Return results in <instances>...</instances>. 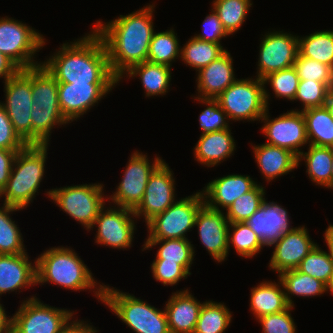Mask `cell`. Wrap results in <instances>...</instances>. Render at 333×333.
Instances as JSON below:
<instances>
[{
    "label": "cell",
    "mask_w": 333,
    "mask_h": 333,
    "mask_svg": "<svg viewBox=\"0 0 333 333\" xmlns=\"http://www.w3.org/2000/svg\"><path fill=\"white\" fill-rule=\"evenodd\" d=\"M155 5L128 15H120L113 21H97L93 30L105 45L112 74L120 81L132 66L146 62L154 33L153 11Z\"/></svg>",
    "instance_id": "obj_1"
},
{
    "label": "cell",
    "mask_w": 333,
    "mask_h": 333,
    "mask_svg": "<svg viewBox=\"0 0 333 333\" xmlns=\"http://www.w3.org/2000/svg\"><path fill=\"white\" fill-rule=\"evenodd\" d=\"M42 64L58 82L119 83L110 70L103 40L93 29L71 44L63 43Z\"/></svg>",
    "instance_id": "obj_2"
},
{
    "label": "cell",
    "mask_w": 333,
    "mask_h": 333,
    "mask_svg": "<svg viewBox=\"0 0 333 333\" xmlns=\"http://www.w3.org/2000/svg\"><path fill=\"white\" fill-rule=\"evenodd\" d=\"M47 149V144H28L16 154L10 178L0 193L4 204L19 209L31 204L44 176Z\"/></svg>",
    "instance_id": "obj_3"
},
{
    "label": "cell",
    "mask_w": 333,
    "mask_h": 333,
    "mask_svg": "<svg viewBox=\"0 0 333 333\" xmlns=\"http://www.w3.org/2000/svg\"><path fill=\"white\" fill-rule=\"evenodd\" d=\"M35 261L36 284L49 282L73 291L98 287L91 270L72 248H50L41 253Z\"/></svg>",
    "instance_id": "obj_4"
},
{
    "label": "cell",
    "mask_w": 333,
    "mask_h": 333,
    "mask_svg": "<svg viewBox=\"0 0 333 333\" xmlns=\"http://www.w3.org/2000/svg\"><path fill=\"white\" fill-rule=\"evenodd\" d=\"M94 291L98 301L107 305L134 332L170 333L165 308L161 311L134 295L103 283L95 287Z\"/></svg>",
    "instance_id": "obj_5"
},
{
    "label": "cell",
    "mask_w": 333,
    "mask_h": 333,
    "mask_svg": "<svg viewBox=\"0 0 333 333\" xmlns=\"http://www.w3.org/2000/svg\"><path fill=\"white\" fill-rule=\"evenodd\" d=\"M260 78L236 79L216 100L229 120L255 121L269 108L270 94Z\"/></svg>",
    "instance_id": "obj_6"
},
{
    "label": "cell",
    "mask_w": 333,
    "mask_h": 333,
    "mask_svg": "<svg viewBox=\"0 0 333 333\" xmlns=\"http://www.w3.org/2000/svg\"><path fill=\"white\" fill-rule=\"evenodd\" d=\"M103 190V185L100 183L79 184L52 189L47 192V195L66 214L80 222L89 231L105 205L106 197Z\"/></svg>",
    "instance_id": "obj_7"
},
{
    "label": "cell",
    "mask_w": 333,
    "mask_h": 333,
    "mask_svg": "<svg viewBox=\"0 0 333 333\" xmlns=\"http://www.w3.org/2000/svg\"><path fill=\"white\" fill-rule=\"evenodd\" d=\"M205 204L202 191L181 198L164 212L154 216L146 224V239H188L186 233L195 227V219L199 209Z\"/></svg>",
    "instance_id": "obj_8"
},
{
    "label": "cell",
    "mask_w": 333,
    "mask_h": 333,
    "mask_svg": "<svg viewBox=\"0 0 333 333\" xmlns=\"http://www.w3.org/2000/svg\"><path fill=\"white\" fill-rule=\"evenodd\" d=\"M45 38L26 23L13 18H0V52L21 70L38 66L34 54L45 45Z\"/></svg>",
    "instance_id": "obj_9"
},
{
    "label": "cell",
    "mask_w": 333,
    "mask_h": 333,
    "mask_svg": "<svg viewBox=\"0 0 333 333\" xmlns=\"http://www.w3.org/2000/svg\"><path fill=\"white\" fill-rule=\"evenodd\" d=\"M4 85L6 100L1 104L18 135L27 144H32V67L20 70Z\"/></svg>",
    "instance_id": "obj_10"
},
{
    "label": "cell",
    "mask_w": 333,
    "mask_h": 333,
    "mask_svg": "<svg viewBox=\"0 0 333 333\" xmlns=\"http://www.w3.org/2000/svg\"><path fill=\"white\" fill-rule=\"evenodd\" d=\"M73 314L74 311L51 307L33 296L23 301L11 317V333H59Z\"/></svg>",
    "instance_id": "obj_11"
},
{
    "label": "cell",
    "mask_w": 333,
    "mask_h": 333,
    "mask_svg": "<svg viewBox=\"0 0 333 333\" xmlns=\"http://www.w3.org/2000/svg\"><path fill=\"white\" fill-rule=\"evenodd\" d=\"M149 161L147 155L139 151L133 152L119 186L107 199L110 198L114 205L134 211L144 197L151 174L164 160L156 156L153 163Z\"/></svg>",
    "instance_id": "obj_12"
},
{
    "label": "cell",
    "mask_w": 333,
    "mask_h": 333,
    "mask_svg": "<svg viewBox=\"0 0 333 333\" xmlns=\"http://www.w3.org/2000/svg\"><path fill=\"white\" fill-rule=\"evenodd\" d=\"M268 112L267 109L260 119L264 122L262 133L268 138L266 144L290 150L298 157L300 147L309 143L302 111L290 110L272 120Z\"/></svg>",
    "instance_id": "obj_13"
},
{
    "label": "cell",
    "mask_w": 333,
    "mask_h": 333,
    "mask_svg": "<svg viewBox=\"0 0 333 333\" xmlns=\"http://www.w3.org/2000/svg\"><path fill=\"white\" fill-rule=\"evenodd\" d=\"M109 208L106 210L103 207L94 220L91 229L97 226L98 230L95 242L114 249L131 247L136 229L135 220H133L136 218L134 211L120 206Z\"/></svg>",
    "instance_id": "obj_14"
},
{
    "label": "cell",
    "mask_w": 333,
    "mask_h": 333,
    "mask_svg": "<svg viewBox=\"0 0 333 333\" xmlns=\"http://www.w3.org/2000/svg\"><path fill=\"white\" fill-rule=\"evenodd\" d=\"M283 31L268 32L260 43L257 78L269 75L294 65L298 54V38Z\"/></svg>",
    "instance_id": "obj_15"
},
{
    "label": "cell",
    "mask_w": 333,
    "mask_h": 333,
    "mask_svg": "<svg viewBox=\"0 0 333 333\" xmlns=\"http://www.w3.org/2000/svg\"><path fill=\"white\" fill-rule=\"evenodd\" d=\"M175 179L168 164L163 161L151 174L144 197L134 210L136 218L143 217L145 223L164 212L175 202Z\"/></svg>",
    "instance_id": "obj_16"
},
{
    "label": "cell",
    "mask_w": 333,
    "mask_h": 333,
    "mask_svg": "<svg viewBox=\"0 0 333 333\" xmlns=\"http://www.w3.org/2000/svg\"><path fill=\"white\" fill-rule=\"evenodd\" d=\"M117 83H66L58 82V99L61 112L70 122L77 120Z\"/></svg>",
    "instance_id": "obj_17"
},
{
    "label": "cell",
    "mask_w": 333,
    "mask_h": 333,
    "mask_svg": "<svg viewBox=\"0 0 333 333\" xmlns=\"http://www.w3.org/2000/svg\"><path fill=\"white\" fill-rule=\"evenodd\" d=\"M229 223L222 210L209 208L206 204L196 215L194 226H198L200 242L218 263L224 261L229 254Z\"/></svg>",
    "instance_id": "obj_18"
},
{
    "label": "cell",
    "mask_w": 333,
    "mask_h": 333,
    "mask_svg": "<svg viewBox=\"0 0 333 333\" xmlns=\"http://www.w3.org/2000/svg\"><path fill=\"white\" fill-rule=\"evenodd\" d=\"M269 262L270 269L278 274L297 269L301 261L317 245L310 238L305 226L287 231L277 242Z\"/></svg>",
    "instance_id": "obj_19"
},
{
    "label": "cell",
    "mask_w": 333,
    "mask_h": 333,
    "mask_svg": "<svg viewBox=\"0 0 333 333\" xmlns=\"http://www.w3.org/2000/svg\"><path fill=\"white\" fill-rule=\"evenodd\" d=\"M287 210L275 202L264 200L261 206L253 213L245 223L256 233L263 246H273L290 227Z\"/></svg>",
    "instance_id": "obj_20"
},
{
    "label": "cell",
    "mask_w": 333,
    "mask_h": 333,
    "mask_svg": "<svg viewBox=\"0 0 333 333\" xmlns=\"http://www.w3.org/2000/svg\"><path fill=\"white\" fill-rule=\"evenodd\" d=\"M233 59L226 50L217 59L198 71V98L216 99L237 78L234 75Z\"/></svg>",
    "instance_id": "obj_21"
},
{
    "label": "cell",
    "mask_w": 333,
    "mask_h": 333,
    "mask_svg": "<svg viewBox=\"0 0 333 333\" xmlns=\"http://www.w3.org/2000/svg\"><path fill=\"white\" fill-rule=\"evenodd\" d=\"M257 183L248 175L230 174L214 179L205 185V204L212 209H227L238 197L252 190Z\"/></svg>",
    "instance_id": "obj_22"
},
{
    "label": "cell",
    "mask_w": 333,
    "mask_h": 333,
    "mask_svg": "<svg viewBox=\"0 0 333 333\" xmlns=\"http://www.w3.org/2000/svg\"><path fill=\"white\" fill-rule=\"evenodd\" d=\"M27 255L0 254V296L9 291L16 292L17 289L19 291L37 285L36 261L33 265Z\"/></svg>",
    "instance_id": "obj_23"
},
{
    "label": "cell",
    "mask_w": 333,
    "mask_h": 333,
    "mask_svg": "<svg viewBox=\"0 0 333 333\" xmlns=\"http://www.w3.org/2000/svg\"><path fill=\"white\" fill-rule=\"evenodd\" d=\"M165 311L170 333H194L200 312V301L188 289L172 293Z\"/></svg>",
    "instance_id": "obj_24"
},
{
    "label": "cell",
    "mask_w": 333,
    "mask_h": 333,
    "mask_svg": "<svg viewBox=\"0 0 333 333\" xmlns=\"http://www.w3.org/2000/svg\"><path fill=\"white\" fill-rule=\"evenodd\" d=\"M253 146L255 161L268 182L298 167V157L290 150L266 143Z\"/></svg>",
    "instance_id": "obj_25"
},
{
    "label": "cell",
    "mask_w": 333,
    "mask_h": 333,
    "mask_svg": "<svg viewBox=\"0 0 333 333\" xmlns=\"http://www.w3.org/2000/svg\"><path fill=\"white\" fill-rule=\"evenodd\" d=\"M231 134L229 128L216 132L201 133L194 148L196 161L202 165L214 167L229 158L236 150V144Z\"/></svg>",
    "instance_id": "obj_26"
},
{
    "label": "cell",
    "mask_w": 333,
    "mask_h": 333,
    "mask_svg": "<svg viewBox=\"0 0 333 333\" xmlns=\"http://www.w3.org/2000/svg\"><path fill=\"white\" fill-rule=\"evenodd\" d=\"M282 287V288H280ZM281 281H264L251 289L250 310L259 317L276 314L286 310L289 305L285 298V293Z\"/></svg>",
    "instance_id": "obj_27"
},
{
    "label": "cell",
    "mask_w": 333,
    "mask_h": 333,
    "mask_svg": "<svg viewBox=\"0 0 333 333\" xmlns=\"http://www.w3.org/2000/svg\"><path fill=\"white\" fill-rule=\"evenodd\" d=\"M171 67L163 64H153L148 61L132 66L124 73L129 78L139 76L146 97L165 95L168 93L171 81Z\"/></svg>",
    "instance_id": "obj_28"
},
{
    "label": "cell",
    "mask_w": 333,
    "mask_h": 333,
    "mask_svg": "<svg viewBox=\"0 0 333 333\" xmlns=\"http://www.w3.org/2000/svg\"><path fill=\"white\" fill-rule=\"evenodd\" d=\"M278 277L283 285L286 301L292 307H294V301L290 295L314 297L327 291V285L324 282L302 273L298 269L284 271Z\"/></svg>",
    "instance_id": "obj_29"
},
{
    "label": "cell",
    "mask_w": 333,
    "mask_h": 333,
    "mask_svg": "<svg viewBox=\"0 0 333 333\" xmlns=\"http://www.w3.org/2000/svg\"><path fill=\"white\" fill-rule=\"evenodd\" d=\"M308 152H301L298 165L302 160L306 163V172L312 182L327 187L332 180L331 163L333 148L309 144Z\"/></svg>",
    "instance_id": "obj_30"
},
{
    "label": "cell",
    "mask_w": 333,
    "mask_h": 333,
    "mask_svg": "<svg viewBox=\"0 0 333 333\" xmlns=\"http://www.w3.org/2000/svg\"><path fill=\"white\" fill-rule=\"evenodd\" d=\"M309 144L333 148V118L325 106L301 110Z\"/></svg>",
    "instance_id": "obj_31"
},
{
    "label": "cell",
    "mask_w": 333,
    "mask_h": 333,
    "mask_svg": "<svg viewBox=\"0 0 333 333\" xmlns=\"http://www.w3.org/2000/svg\"><path fill=\"white\" fill-rule=\"evenodd\" d=\"M143 250L160 245L155 259H164V262L179 263L190 275V267L194 260L195 251L189 239H146Z\"/></svg>",
    "instance_id": "obj_32"
},
{
    "label": "cell",
    "mask_w": 333,
    "mask_h": 333,
    "mask_svg": "<svg viewBox=\"0 0 333 333\" xmlns=\"http://www.w3.org/2000/svg\"><path fill=\"white\" fill-rule=\"evenodd\" d=\"M32 144H49V136L54 126L69 122L61 112L60 106H38L34 104L31 111Z\"/></svg>",
    "instance_id": "obj_33"
},
{
    "label": "cell",
    "mask_w": 333,
    "mask_h": 333,
    "mask_svg": "<svg viewBox=\"0 0 333 333\" xmlns=\"http://www.w3.org/2000/svg\"><path fill=\"white\" fill-rule=\"evenodd\" d=\"M298 52L333 68V30L316 31L298 38Z\"/></svg>",
    "instance_id": "obj_34"
},
{
    "label": "cell",
    "mask_w": 333,
    "mask_h": 333,
    "mask_svg": "<svg viewBox=\"0 0 333 333\" xmlns=\"http://www.w3.org/2000/svg\"><path fill=\"white\" fill-rule=\"evenodd\" d=\"M181 48L173 28L163 32H154L149 46L147 61L171 67L172 62L181 57Z\"/></svg>",
    "instance_id": "obj_35"
},
{
    "label": "cell",
    "mask_w": 333,
    "mask_h": 333,
    "mask_svg": "<svg viewBox=\"0 0 333 333\" xmlns=\"http://www.w3.org/2000/svg\"><path fill=\"white\" fill-rule=\"evenodd\" d=\"M185 44L181 48L180 59L184 61V64L186 63V66L188 65L196 71L206 67L226 51L221 44L202 41L194 36Z\"/></svg>",
    "instance_id": "obj_36"
},
{
    "label": "cell",
    "mask_w": 333,
    "mask_h": 333,
    "mask_svg": "<svg viewBox=\"0 0 333 333\" xmlns=\"http://www.w3.org/2000/svg\"><path fill=\"white\" fill-rule=\"evenodd\" d=\"M32 99L38 106H59L58 81L43 64L32 67Z\"/></svg>",
    "instance_id": "obj_37"
},
{
    "label": "cell",
    "mask_w": 333,
    "mask_h": 333,
    "mask_svg": "<svg viewBox=\"0 0 333 333\" xmlns=\"http://www.w3.org/2000/svg\"><path fill=\"white\" fill-rule=\"evenodd\" d=\"M232 314L223 303L205 301L200 308L194 333H225Z\"/></svg>",
    "instance_id": "obj_38"
},
{
    "label": "cell",
    "mask_w": 333,
    "mask_h": 333,
    "mask_svg": "<svg viewBox=\"0 0 333 333\" xmlns=\"http://www.w3.org/2000/svg\"><path fill=\"white\" fill-rule=\"evenodd\" d=\"M19 210L21 209L6 204L0 207V254L27 253L20 229L9 216Z\"/></svg>",
    "instance_id": "obj_39"
},
{
    "label": "cell",
    "mask_w": 333,
    "mask_h": 333,
    "mask_svg": "<svg viewBox=\"0 0 333 333\" xmlns=\"http://www.w3.org/2000/svg\"><path fill=\"white\" fill-rule=\"evenodd\" d=\"M212 4L226 32L233 35L245 22L253 3L251 0H213Z\"/></svg>",
    "instance_id": "obj_40"
},
{
    "label": "cell",
    "mask_w": 333,
    "mask_h": 333,
    "mask_svg": "<svg viewBox=\"0 0 333 333\" xmlns=\"http://www.w3.org/2000/svg\"><path fill=\"white\" fill-rule=\"evenodd\" d=\"M230 228L232 232L230 233ZM232 244V245H231ZM233 246L241 257L252 258L264 247L256 233L245 223H229L228 247Z\"/></svg>",
    "instance_id": "obj_41"
},
{
    "label": "cell",
    "mask_w": 333,
    "mask_h": 333,
    "mask_svg": "<svg viewBox=\"0 0 333 333\" xmlns=\"http://www.w3.org/2000/svg\"><path fill=\"white\" fill-rule=\"evenodd\" d=\"M265 189L257 184L252 190L238 197L227 209L225 215L230 223L245 222L265 200Z\"/></svg>",
    "instance_id": "obj_42"
},
{
    "label": "cell",
    "mask_w": 333,
    "mask_h": 333,
    "mask_svg": "<svg viewBox=\"0 0 333 333\" xmlns=\"http://www.w3.org/2000/svg\"><path fill=\"white\" fill-rule=\"evenodd\" d=\"M320 248L319 245H316L310 253L303 258L297 269L328 285L332 277L333 260L327 252Z\"/></svg>",
    "instance_id": "obj_43"
},
{
    "label": "cell",
    "mask_w": 333,
    "mask_h": 333,
    "mask_svg": "<svg viewBox=\"0 0 333 333\" xmlns=\"http://www.w3.org/2000/svg\"><path fill=\"white\" fill-rule=\"evenodd\" d=\"M300 80H314L333 87V68L316 60L303 57L299 52L293 65Z\"/></svg>",
    "instance_id": "obj_44"
},
{
    "label": "cell",
    "mask_w": 333,
    "mask_h": 333,
    "mask_svg": "<svg viewBox=\"0 0 333 333\" xmlns=\"http://www.w3.org/2000/svg\"><path fill=\"white\" fill-rule=\"evenodd\" d=\"M263 84H269L277 98H287L294 101L300 82L295 68L292 66L274 73H270L262 79Z\"/></svg>",
    "instance_id": "obj_45"
},
{
    "label": "cell",
    "mask_w": 333,
    "mask_h": 333,
    "mask_svg": "<svg viewBox=\"0 0 333 333\" xmlns=\"http://www.w3.org/2000/svg\"><path fill=\"white\" fill-rule=\"evenodd\" d=\"M193 98L208 106L201 112L198 119L203 132L202 134L230 128L228 123L229 117L216 99Z\"/></svg>",
    "instance_id": "obj_46"
},
{
    "label": "cell",
    "mask_w": 333,
    "mask_h": 333,
    "mask_svg": "<svg viewBox=\"0 0 333 333\" xmlns=\"http://www.w3.org/2000/svg\"><path fill=\"white\" fill-rule=\"evenodd\" d=\"M330 88L318 81L300 80L294 100L302 102V110L324 106Z\"/></svg>",
    "instance_id": "obj_47"
},
{
    "label": "cell",
    "mask_w": 333,
    "mask_h": 333,
    "mask_svg": "<svg viewBox=\"0 0 333 333\" xmlns=\"http://www.w3.org/2000/svg\"><path fill=\"white\" fill-rule=\"evenodd\" d=\"M151 270L156 281L164 286L176 285L182 278L186 279L190 275L179 263L164 262V259H155Z\"/></svg>",
    "instance_id": "obj_48"
},
{
    "label": "cell",
    "mask_w": 333,
    "mask_h": 333,
    "mask_svg": "<svg viewBox=\"0 0 333 333\" xmlns=\"http://www.w3.org/2000/svg\"><path fill=\"white\" fill-rule=\"evenodd\" d=\"M292 306L276 314H269L259 317L257 320L261 323L262 333H296L294 319L290 311Z\"/></svg>",
    "instance_id": "obj_49"
},
{
    "label": "cell",
    "mask_w": 333,
    "mask_h": 333,
    "mask_svg": "<svg viewBox=\"0 0 333 333\" xmlns=\"http://www.w3.org/2000/svg\"><path fill=\"white\" fill-rule=\"evenodd\" d=\"M28 144L15 131L3 105L0 102V148L22 150Z\"/></svg>",
    "instance_id": "obj_50"
},
{
    "label": "cell",
    "mask_w": 333,
    "mask_h": 333,
    "mask_svg": "<svg viewBox=\"0 0 333 333\" xmlns=\"http://www.w3.org/2000/svg\"><path fill=\"white\" fill-rule=\"evenodd\" d=\"M202 27V33L194 35V37L199 40L221 44L220 40L229 36L224 29L221 20L212 8L211 14L207 15L204 19Z\"/></svg>",
    "instance_id": "obj_51"
},
{
    "label": "cell",
    "mask_w": 333,
    "mask_h": 333,
    "mask_svg": "<svg viewBox=\"0 0 333 333\" xmlns=\"http://www.w3.org/2000/svg\"><path fill=\"white\" fill-rule=\"evenodd\" d=\"M19 151L0 148V193L7 185L14 159Z\"/></svg>",
    "instance_id": "obj_52"
},
{
    "label": "cell",
    "mask_w": 333,
    "mask_h": 333,
    "mask_svg": "<svg viewBox=\"0 0 333 333\" xmlns=\"http://www.w3.org/2000/svg\"><path fill=\"white\" fill-rule=\"evenodd\" d=\"M20 70L21 69L12 60L0 52V78H4L6 82Z\"/></svg>",
    "instance_id": "obj_53"
},
{
    "label": "cell",
    "mask_w": 333,
    "mask_h": 333,
    "mask_svg": "<svg viewBox=\"0 0 333 333\" xmlns=\"http://www.w3.org/2000/svg\"><path fill=\"white\" fill-rule=\"evenodd\" d=\"M87 322L74 320L70 321L68 324V333H97L96 330L92 325L86 324Z\"/></svg>",
    "instance_id": "obj_54"
},
{
    "label": "cell",
    "mask_w": 333,
    "mask_h": 333,
    "mask_svg": "<svg viewBox=\"0 0 333 333\" xmlns=\"http://www.w3.org/2000/svg\"><path fill=\"white\" fill-rule=\"evenodd\" d=\"M8 317L10 316L5 313L4 307L0 304V333H11L12 318Z\"/></svg>",
    "instance_id": "obj_55"
},
{
    "label": "cell",
    "mask_w": 333,
    "mask_h": 333,
    "mask_svg": "<svg viewBox=\"0 0 333 333\" xmlns=\"http://www.w3.org/2000/svg\"><path fill=\"white\" fill-rule=\"evenodd\" d=\"M324 239L328 246V250H329L328 254L333 260V225L332 224H329V226L325 230Z\"/></svg>",
    "instance_id": "obj_56"
},
{
    "label": "cell",
    "mask_w": 333,
    "mask_h": 333,
    "mask_svg": "<svg viewBox=\"0 0 333 333\" xmlns=\"http://www.w3.org/2000/svg\"><path fill=\"white\" fill-rule=\"evenodd\" d=\"M324 106L333 118V87L330 89Z\"/></svg>",
    "instance_id": "obj_57"
},
{
    "label": "cell",
    "mask_w": 333,
    "mask_h": 333,
    "mask_svg": "<svg viewBox=\"0 0 333 333\" xmlns=\"http://www.w3.org/2000/svg\"><path fill=\"white\" fill-rule=\"evenodd\" d=\"M327 291H330L331 295L333 294V272H332L331 280H330L329 284L327 285Z\"/></svg>",
    "instance_id": "obj_58"
},
{
    "label": "cell",
    "mask_w": 333,
    "mask_h": 333,
    "mask_svg": "<svg viewBox=\"0 0 333 333\" xmlns=\"http://www.w3.org/2000/svg\"><path fill=\"white\" fill-rule=\"evenodd\" d=\"M59 333H68V325L65 326Z\"/></svg>",
    "instance_id": "obj_59"
},
{
    "label": "cell",
    "mask_w": 333,
    "mask_h": 333,
    "mask_svg": "<svg viewBox=\"0 0 333 333\" xmlns=\"http://www.w3.org/2000/svg\"><path fill=\"white\" fill-rule=\"evenodd\" d=\"M326 188L333 189V178H332L331 182L329 183V185Z\"/></svg>",
    "instance_id": "obj_60"
},
{
    "label": "cell",
    "mask_w": 333,
    "mask_h": 333,
    "mask_svg": "<svg viewBox=\"0 0 333 333\" xmlns=\"http://www.w3.org/2000/svg\"><path fill=\"white\" fill-rule=\"evenodd\" d=\"M331 170H332V178H333V159H332V163H331Z\"/></svg>",
    "instance_id": "obj_61"
}]
</instances>
